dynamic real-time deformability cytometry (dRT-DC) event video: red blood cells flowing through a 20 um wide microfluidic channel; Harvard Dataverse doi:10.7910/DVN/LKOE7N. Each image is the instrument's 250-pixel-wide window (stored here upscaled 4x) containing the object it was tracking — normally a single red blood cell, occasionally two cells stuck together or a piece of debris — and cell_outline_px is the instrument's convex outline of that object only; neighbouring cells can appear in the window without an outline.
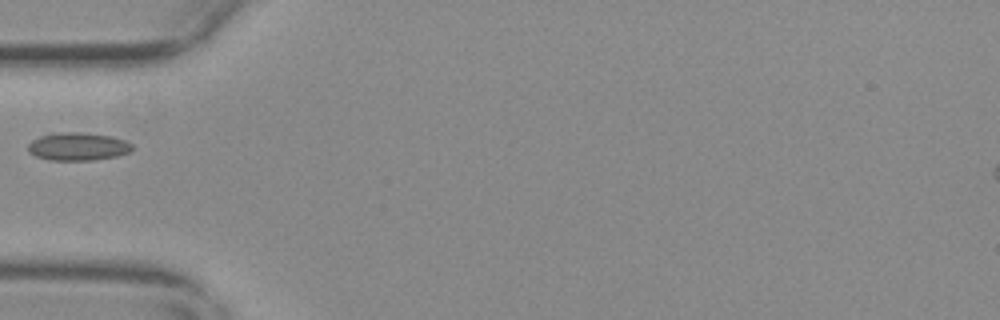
{"species": "common noctule bat (a hibernating species)", "species_latin": "Nyctalus noctula", "temperature_condition": "warm", "stored_images_in_passage": 38, "camera_frame_rate_fps": 3000, "um_per_image_px": 0.085, "animal": {"sex": "female", "body_mass_g": 29.2, "forearm_length_mm": 56.3}, "frame": {"image": 1, "passage_image": 1, "time_ms": 0.0, "image_size_px": [1000, 320], "cell_outline_px": [[132, 148], [128, 152], [116, 156], [92, 160], [52, 160], [36, 156], [28, 152], [28, 144], [32, 140], [40, 136], [60, 132], [80, 132], [112, 136], [124, 140], [132, 144]], "centroid_in_image_um": [6.6, 12.45], "position_along_channel_um": 78.4, "area_um2": 16.82}}
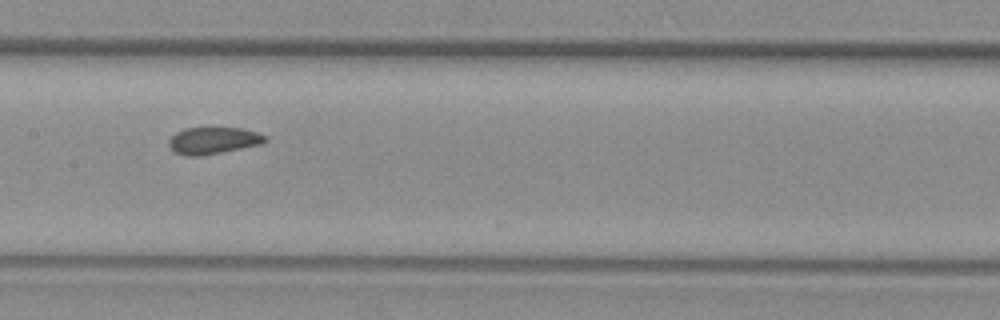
{"frame": {"image": 2, "passage_image": 10, "time_ms": 3.0, "image_size_px": [1000, 320], "cell_outline_px": [[268, 140], [260, 144], [200, 156], [188, 156], [176, 152], [168, 144], [168, 140], [176, 132], [184, 128], [240, 128], [256, 132], [268, 136]], "centroid_in_image_um": [18.12, 11.93], "position_along_channel_um": 189.3, "area_um2": 14.85}}
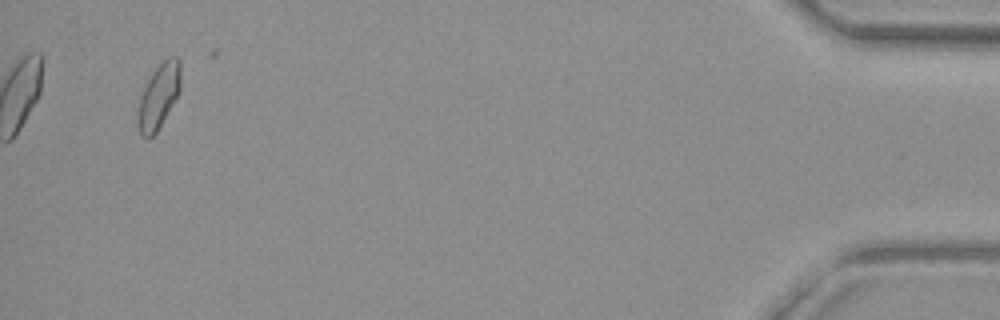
{"frame": {"image": 3, "passage_image": 36, "time_ms": 11.667, "image_size_px": [1000, 320], "cell_outline_px": [[180, 92], [156, 132], [152, 136], [140, 136], [136, 120], [136, 112], [140, 96], [152, 72], [160, 60], [168, 56], [176, 56], [180, 60]], "centroid_in_image_um": [13.47, 8.13], "position_along_channel_um": 421.7, "area_um2": 16.42}}